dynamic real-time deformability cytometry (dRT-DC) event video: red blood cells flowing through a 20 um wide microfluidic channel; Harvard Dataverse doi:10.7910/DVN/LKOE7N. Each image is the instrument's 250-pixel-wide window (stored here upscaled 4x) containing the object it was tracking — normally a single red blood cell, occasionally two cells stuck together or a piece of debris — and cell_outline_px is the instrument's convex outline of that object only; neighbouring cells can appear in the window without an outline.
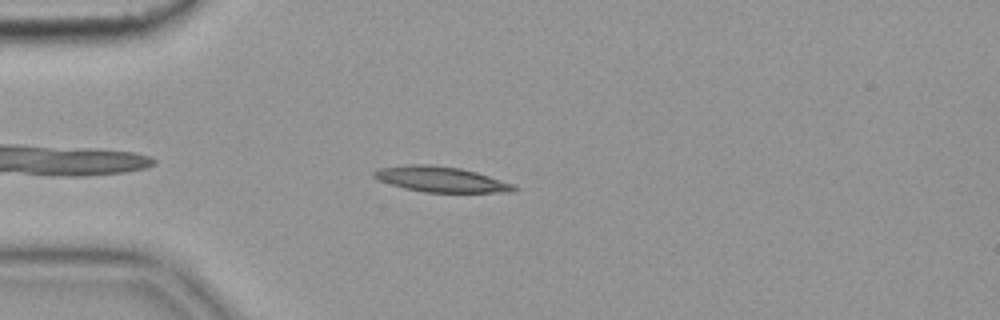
{"species": "common noctule bat (a hibernating species)", "species_latin": "Nyctalus noctula", "temperature_condition": "cold", "stored_images_in_passage": 5, "camera_frame_rate_fps": 3000, "um_per_image_px": 0.085, "animal": {"sex": "female", "body_mass_g": 19.9}, "frame": {"image": 1, "passage_image": 5, "time_ms": 1.333, "image_size_px": [1000, 320], "cell_outline_px": [[520, 188], [512, 192], [424, 192], [404, 188], [380, 180], [372, 176], [372, 172], [380, 168], [412, 164], [432, 164], [460, 168], [476, 172], [512, 184]], "centroid_in_image_um": [37.48, 15.24], "position_along_channel_um": 47.5, "area_um2": 20.52}}